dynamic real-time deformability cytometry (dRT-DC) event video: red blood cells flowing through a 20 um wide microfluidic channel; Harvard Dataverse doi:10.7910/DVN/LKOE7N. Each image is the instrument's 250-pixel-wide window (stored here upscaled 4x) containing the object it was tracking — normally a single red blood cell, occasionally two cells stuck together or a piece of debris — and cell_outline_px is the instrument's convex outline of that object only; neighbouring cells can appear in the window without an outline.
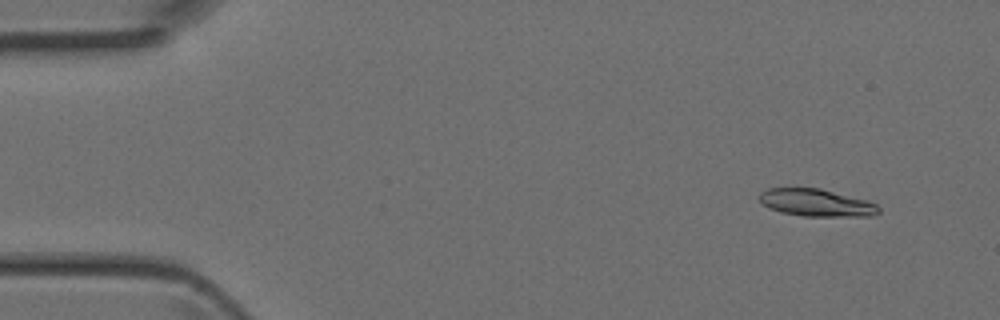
{"species": "Egyptian fruit bat (a non-hibernating species)", "species_latin": "Rousettus aegyptiacus", "temperature_condition": "room temperature", "stored_images_in_passage": 5, "camera_frame_rate_fps": 3000, "um_per_image_px": 0.085, "animal": {"sex": "female"}, "frame": {"image": 1, "passage_image": 2, "time_ms": 0.333, "image_size_px": [1000, 320], "cell_outline_px": [[880, 212], [872, 216], [804, 216], [780, 212], [768, 208], [760, 204], [760, 192], [768, 188], [820, 188], [868, 200], [876, 204], [880, 208]], "centroid_in_image_um": [69.38, 17.23], "position_along_channel_um": 15.6, "area_um2": 19.19}}
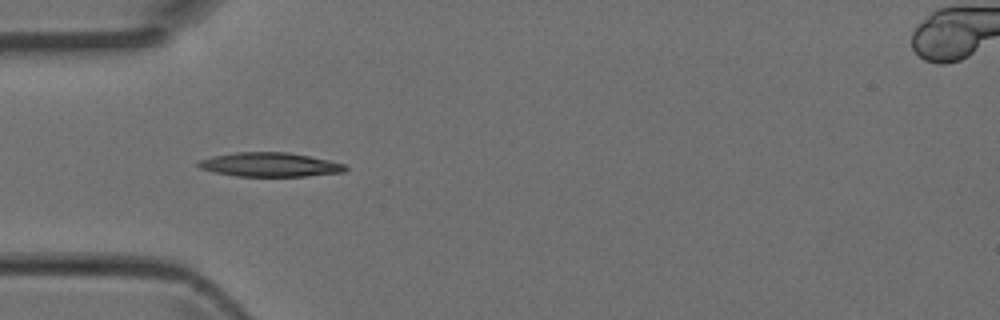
{"frame": {"image": 2, "passage_image": 5, "time_ms": 1.333, "image_size_px": [1000, 320], "cell_outline_px": [[348, 168], [344, 172], [308, 176], [236, 176], [216, 172], [200, 168], [196, 164], [200, 160], [212, 156], [236, 152], [288, 152], [328, 160], [344, 164]], "centroid_in_image_um": [22.94, 13.99], "position_along_channel_um": 62.1, "area_um2": 20.52}}